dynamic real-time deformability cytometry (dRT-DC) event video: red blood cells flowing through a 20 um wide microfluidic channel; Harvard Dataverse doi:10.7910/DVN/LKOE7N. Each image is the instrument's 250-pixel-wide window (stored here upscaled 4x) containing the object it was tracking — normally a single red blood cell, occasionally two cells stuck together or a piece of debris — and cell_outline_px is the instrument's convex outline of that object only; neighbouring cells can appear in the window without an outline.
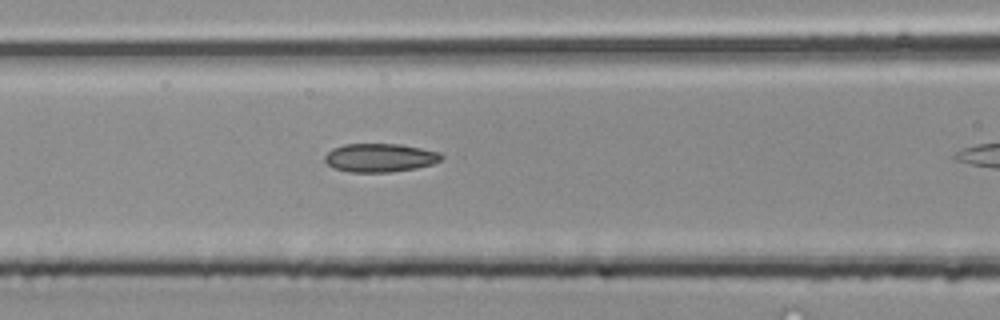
{"species": "common noctule bat (a hibernating species)", "species_latin": "Nyctalus noctula", "temperature_condition": "room temperature", "stored_images_in_passage": 11, "camera_frame_rate_fps": 3000, "um_per_image_px": 0.085, "animal": {"sex": "male", "body_mass_g": 20.4}, "frame": {"image": 1, "passage_image": 10, "time_ms": 3.0, "image_size_px": [1000, 320], "cell_outline_px": [[444, 156], [440, 160], [432, 164], [416, 168], [392, 172], [348, 172], [336, 168], [328, 164], [324, 160], [324, 156], [332, 148], [344, 144], [400, 144], [440, 152]], "centroid_in_image_um": [32.29, 13.4], "position_along_channel_um": 134.3, "area_um2": 19.36}}